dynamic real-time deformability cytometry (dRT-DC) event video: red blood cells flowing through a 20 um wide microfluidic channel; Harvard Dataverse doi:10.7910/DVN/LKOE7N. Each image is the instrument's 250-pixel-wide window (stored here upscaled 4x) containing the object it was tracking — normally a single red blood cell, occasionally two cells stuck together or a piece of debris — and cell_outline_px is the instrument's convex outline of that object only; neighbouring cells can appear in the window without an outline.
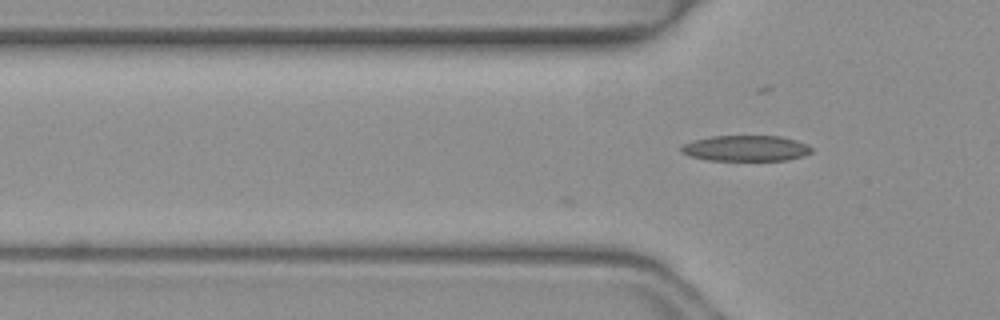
{"species": "common noctule bat (a hibernating species)", "species_latin": "Nyctalus noctula", "temperature_condition": "warm", "stored_images_in_passage": 2, "camera_frame_rate_fps": 3000, "um_per_image_px": 0.085, "animal": {"sex": "female", "body_mass_g": 19.3, "forearm_length_mm": 54.1}, "frame": {"image": 1, "passage_image": 2, "time_ms": 0.333, "image_size_px": [1000, 320], "cell_outline_px": [[812, 152], [804, 156], [784, 160], [708, 160], [692, 156], [680, 152], [680, 148], [684, 144], [696, 140], [712, 136], [780, 136], [796, 140], [808, 144], [812, 148]], "centroid_in_image_um": [63.44, 12.6], "position_along_channel_um": 62.4, "area_um2": 19.42}}